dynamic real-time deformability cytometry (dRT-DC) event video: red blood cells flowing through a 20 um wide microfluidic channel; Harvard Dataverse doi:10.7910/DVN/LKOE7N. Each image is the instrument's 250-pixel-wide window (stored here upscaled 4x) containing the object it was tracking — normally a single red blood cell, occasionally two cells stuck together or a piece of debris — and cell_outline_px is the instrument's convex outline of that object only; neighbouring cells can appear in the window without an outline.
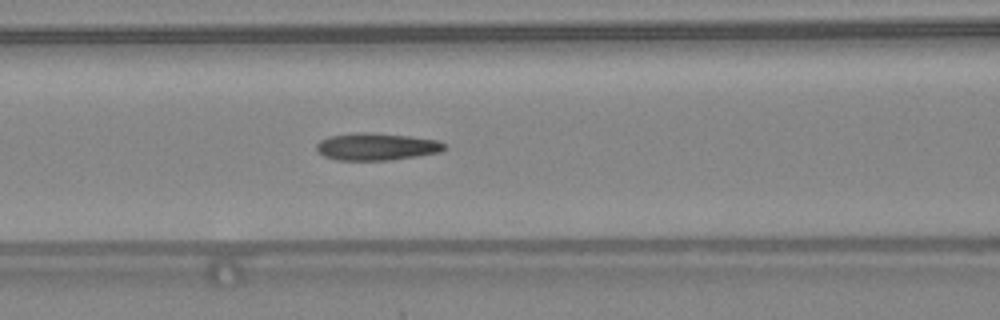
{"species": "common noctule bat (a hibernating species)", "species_latin": "Nyctalus noctula", "temperature_condition": "warm", "stored_images_in_passage": 38, "camera_frame_rate_fps": 3000, "um_per_image_px": 0.085, "animal": {"sex": "female", "body_mass_g": 24.6, "forearm_length_mm": 56.2}, "frame": {"image": 1, "passage_image": 17, "time_ms": 5.333, "image_size_px": [1000, 320], "cell_outline_px": [[448, 148], [440, 152], [416, 156], [388, 160], [336, 160], [324, 156], [316, 148], [316, 144], [320, 140], [328, 136], [356, 132], [368, 132], [408, 136], [440, 140]], "centroid_in_image_um": [32.0, 12.46], "position_along_channel_um": 134.6, "area_um2": 20.35}}